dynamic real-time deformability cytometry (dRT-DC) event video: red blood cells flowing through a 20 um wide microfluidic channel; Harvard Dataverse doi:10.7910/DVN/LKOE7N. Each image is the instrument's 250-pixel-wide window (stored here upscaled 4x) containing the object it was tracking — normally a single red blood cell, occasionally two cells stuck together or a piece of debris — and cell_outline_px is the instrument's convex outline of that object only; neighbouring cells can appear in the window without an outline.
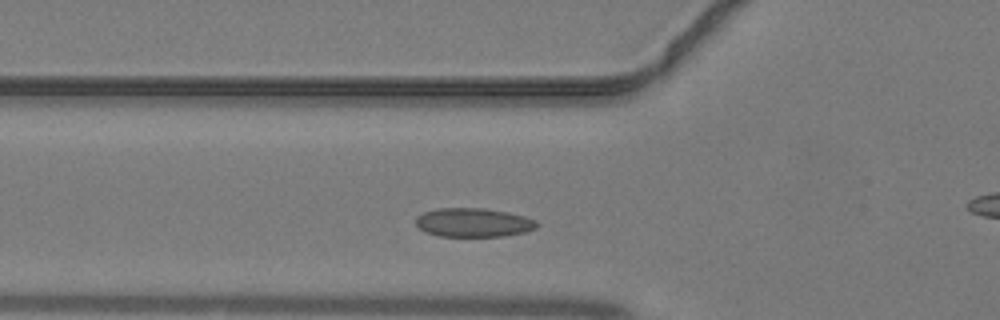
{"species": "common noctule bat (a hibernating species)", "species_latin": "Nyctalus noctula", "temperature_condition": "warm", "stored_images_in_passage": 39, "camera_frame_rate_fps": 3000, "um_per_image_px": 0.085, "animal": {"sex": "male", "body_mass_g": 19.2, "forearm_length_mm": 51.8}, "frame": {"image": 1, "passage_image": 9, "time_ms": 2.667, "image_size_px": [1000, 320], "cell_outline_px": [[540, 224], [536, 228], [524, 232], [504, 236], [440, 236], [424, 232], [416, 224], [416, 216], [424, 212], [436, 208], [484, 208], [508, 212], [524, 216], [536, 220]], "centroid_in_image_um": [40.24, 18.91], "position_along_channel_um": 85.6, "area_um2": 20.46}}
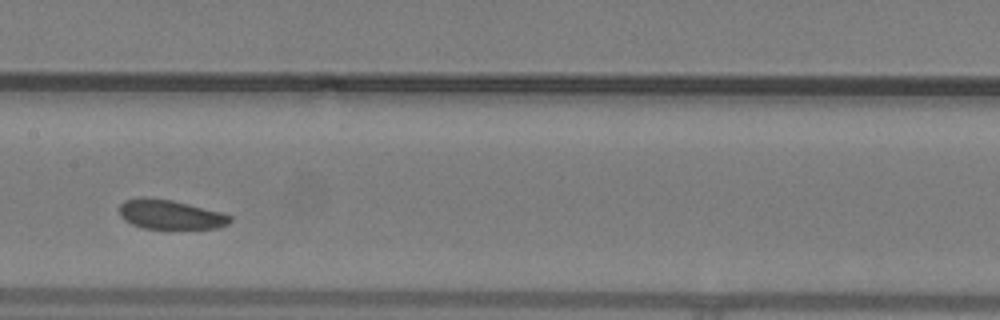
{"frame": {"image": 2, "passage_image": 16, "time_ms": 5.0, "image_size_px": [1000, 320], "cell_outline_px": [[232, 220], [228, 224], [220, 228], [144, 228], [132, 224], [124, 220], [120, 216], [120, 204], [124, 200], [144, 196], [172, 200], [220, 212], [232, 216]], "centroid_in_image_um": [14.46, 18.22], "position_along_channel_um": 192.9, "area_um2": 18.9}}
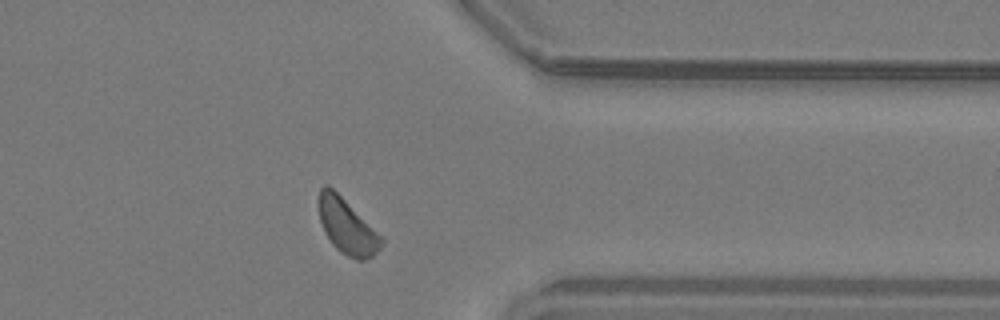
{"frame": {"image": 3, "passage_image": 29, "time_ms": 9.333, "image_size_px": [1000, 320], "cell_outline_px": [[384, 240], [380, 248], [372, 256], [364, 260], [356, 260], [340, 252], [332, 244], [320, 220], [320, 188], [324, 184], [328, 184], [384, 236]], "centroid_in_image_um": [29.55, 19.26], "position_along_channel_um": 381.8, "area_um2": 19.94}}